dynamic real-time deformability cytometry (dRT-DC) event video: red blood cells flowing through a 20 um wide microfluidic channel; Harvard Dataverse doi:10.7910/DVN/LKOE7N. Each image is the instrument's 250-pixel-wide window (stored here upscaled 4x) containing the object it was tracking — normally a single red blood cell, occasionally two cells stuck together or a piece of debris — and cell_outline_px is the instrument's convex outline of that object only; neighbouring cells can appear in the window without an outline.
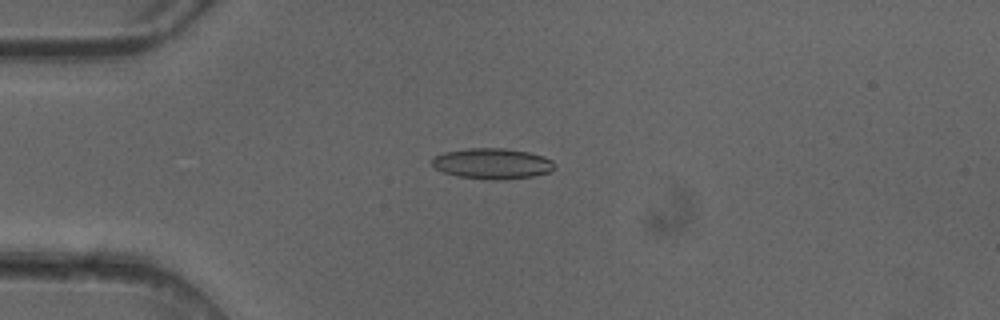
{"species": "common noctule bat (a hibernating species)", "species_latin": "Nyctalus noctula", "temperature_condition": "cold", "stored_images_in_passage": 5, "camera_frame_rate_fps": 3000, "um_per_image_px": 0.085, "animal": {"sex": "female"}, "frame": {"image": 1, "passage_image": 4, "time_ms": 1.0, "image_size_px": [1000, 320], "cell_outline_px": [[552, 168], [548, 172], [532, 176], [504, 180], [492, 180], [456, 176], [444, 172], [436, 168], [432, 164], [432, 160], [436, 156], [444, 152], [468, 148], [504, 148], [528, 152], [544, 156], [552, 160]], "centroid_in_image_um": [41.82, 13.9], "position_along_channel_um": 43.2, "area_um2": 21.73}}
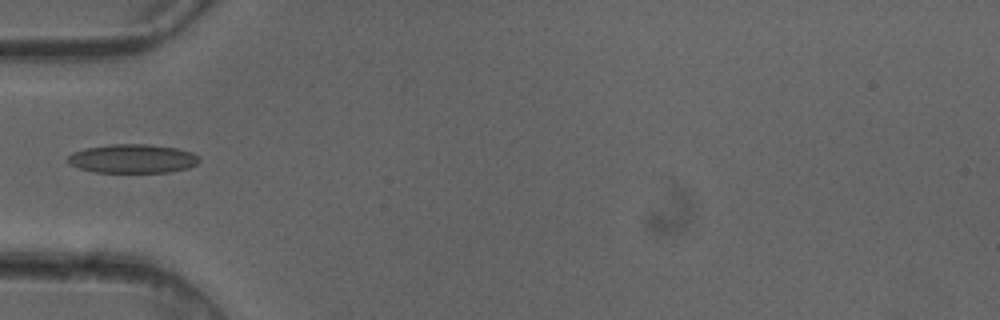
{"frame": {"image": 2, "passage_image": 5, "time_ms": 1.333, "image_size_px": [1000, 320], "cell_outline_px": [[200, 160], [196, 164], [188, 168], [168, 172], [96, 172], [80, 168], [68, 164], [64, 160], [72, 152], [84, 148], [108, 144], [148, 144], [176, 148], [192, 152], [200, 156]], "centroid_in_image_um": [11.24, 13.48], "position_along_channel_um": 73.8, "area_um2": 22.31}}